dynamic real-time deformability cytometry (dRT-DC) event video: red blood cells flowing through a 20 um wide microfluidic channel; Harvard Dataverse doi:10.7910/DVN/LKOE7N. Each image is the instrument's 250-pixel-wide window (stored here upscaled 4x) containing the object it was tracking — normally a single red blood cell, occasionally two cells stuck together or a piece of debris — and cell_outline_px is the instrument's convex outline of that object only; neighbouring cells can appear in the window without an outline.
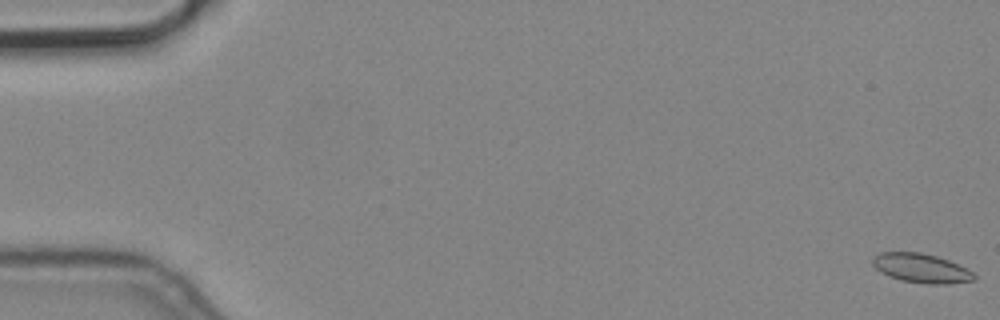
{"species": "common noctule bat (a hibernating species)", "species_latin": "Nyctalus noctula", "temperature_condition": "cold", "stored_images_in_passage": 10, "camera_frame_rate_fps": 3000, "um_per_image_px": 0.085, "animal": {"sex": "male", "body_mass_g": 19.2, "forearm_length_mm": 51.8}, "frame": {"image": 1, "passage_image": 1, "time_ms": 0.0, "image_size_px": [1000, 320], "cell_outline_px": [[976, 280], [948, 284], [928, 284], [900, 280], [888, 276], [880, 272], [872, 264], [872, 256], [880, 252], [920, 252], [936, 256], [948, 260], [968, 268], [976, 276]], "centroid_in_image_um": [78.3, 22.8], "position_along_channel_um": 6.7, "area_um2": 17.46}}
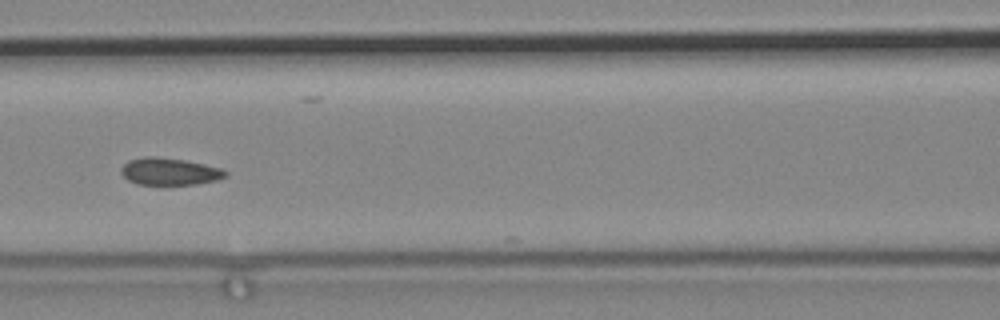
{"frame": {"image": 2, "passage_image": 7, "time_ms": 2.0, "image_size_px": [1000, 320], "cell_outline_px": [[228, 176], [216, 180], [196, 184], [136, 184], [128, 180], [120, 172], [120, 168], [128, 160], [148, 156], [152, 156], [184, 160], [204, 164], [220, 168], [228, 172]], "centroid_in_image_um": [14.4, 14.57], "position_along_channel_um": 152.2, "area_um2": 16.42}}
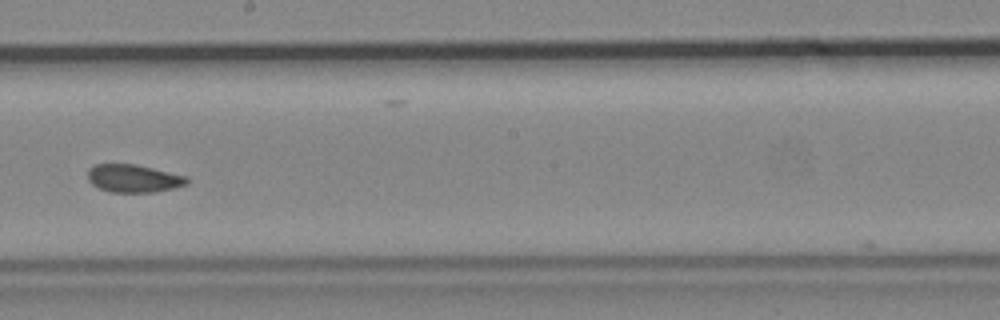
{"frame": {"image": 3, "passage_image": 9, "time_ms": 2.667, "image_size_px": [1000, 320], "cell_outline_px": [[188, 184], [156, 192], [112, 192], [100, 188], [92, 184], [88, 180], [88, 168], [96, 164], [136, 164], [188, 176]], "centroid_in_image_um": [11.36, 15.16], "position_along_channel_um": 236.8, "area_um2": 16.13}}